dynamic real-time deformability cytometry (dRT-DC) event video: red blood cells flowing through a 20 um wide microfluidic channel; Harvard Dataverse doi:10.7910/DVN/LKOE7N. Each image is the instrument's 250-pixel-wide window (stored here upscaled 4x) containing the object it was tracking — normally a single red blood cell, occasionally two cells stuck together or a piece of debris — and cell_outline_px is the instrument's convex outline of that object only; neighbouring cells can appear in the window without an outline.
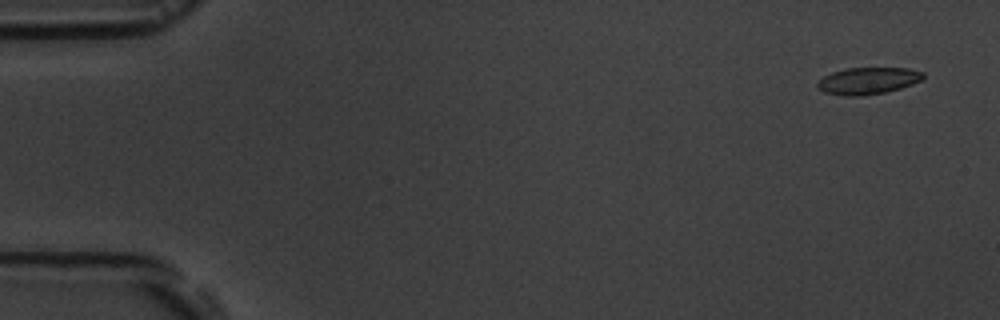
{"species": "common noctule bat (a hibernating species)", "species_latin": "Nyctalus noctula", "temperature_condition": "room temperature", "stored_images_in_passage": 6, "segment_of_instrument_passage": [2, 2], "camera_frame_rate_fps": 3000, "um_per_image_px": 0.085, "animal": {"sex": "male", "body_mass_g": 19.5, "forearm_length_mm": 54.6}, "frame": {"image": 1, "passage_image": 6, "time_ms": 6.333, "image_size_px": [1000, 320], "cell_outline_px": [[924, 76], [920, 80], [912, 84], [900, 88], [884, 92], [860, 96], [844, 96], [824, 92], [816, 88], [816, 84], [824, 76], [832, 72], [844, 68], [908, 68], [924, 72]], "centroid_in_image_um": [73.74, 6.86], "position_along_channel_um": 11.3, "area_um2": 16.53}}